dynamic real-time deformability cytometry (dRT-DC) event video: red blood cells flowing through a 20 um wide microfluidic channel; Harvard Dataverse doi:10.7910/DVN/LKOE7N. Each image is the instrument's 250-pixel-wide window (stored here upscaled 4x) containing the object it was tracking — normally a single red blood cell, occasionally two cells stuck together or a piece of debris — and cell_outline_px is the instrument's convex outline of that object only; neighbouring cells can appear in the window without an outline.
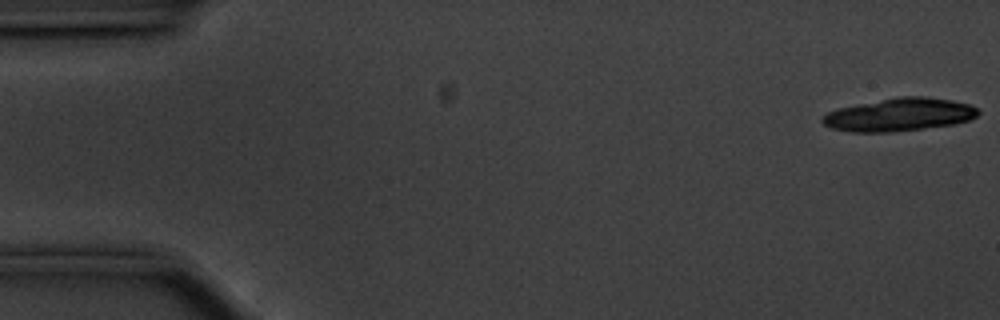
{"species": "common noctule bat (a hibernating species)", "species_latin": "Nyctalus noctula", "temperature_condition": "cold", "stored_images_in_passage": 22, "camera_frame_rate_fps": 3000, "um_per_image_px": 0.085, "animal": {"sex": "male", "body_mass_g": 20.1, "forearm_length_mm": 53.5}, "frame": {"image": 1, "passage_image": 1, "time_ms": 0.0, "image_size_px": [1000, 320], "cell_outline_px": [[980, 112], [976, 116], [968, 120], [952, 124], [924, 128], [892, 132], [848, 132], [832, 128], [824, 124], [820, 120], [828, 112], [836, 108], [896, 96], [924, 96], [952, 100], [968, 104], [976, 108]], "centroid_in_image_um": [76.4, 9.74], "position_along_channel_um": 8.6, "area_um2": 29.94}}